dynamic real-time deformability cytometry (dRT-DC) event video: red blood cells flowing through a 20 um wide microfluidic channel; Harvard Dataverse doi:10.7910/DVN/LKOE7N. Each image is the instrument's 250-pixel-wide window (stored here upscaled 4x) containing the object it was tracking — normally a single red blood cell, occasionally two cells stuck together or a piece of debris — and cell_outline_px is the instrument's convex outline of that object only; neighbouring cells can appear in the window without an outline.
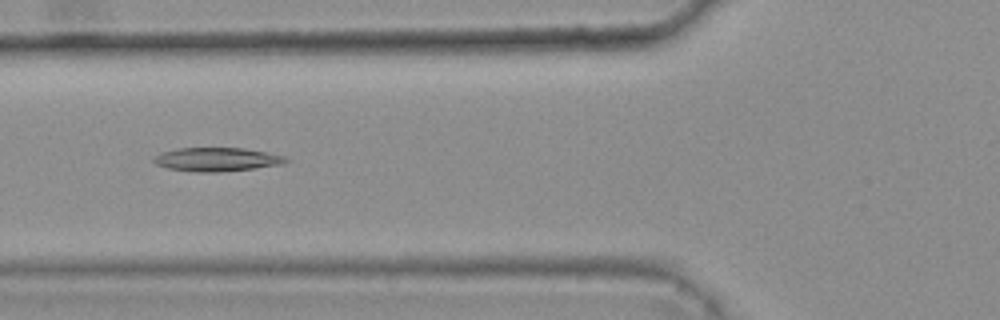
{"species": "common noctule bat (a hibernating species)", "species_latin": "Nyctalus noctula", "temperature_condition": "warm", "stored_images_in_passage": 6, "camera_frame_rate_fps": 3000, "um_per_image_px": 0.085, "animal": {"sex": "female", "body_mass_g": 25.1}, "frame": {"image": 1, "passage_image": 4, "time_ms": 1.0, "image_size_px": [1000, 320], "cell_outline_px": [[288, 160], [284, 164], [256, 168], [220, 172], [192, 172], [168, 168], [156, 164], [152, 160], [160, 152], [176, 148], [244, 148], [284, 156]], "centroid_in_image_um": [18.4, 13.55], "position_along_channel_um": 107.4, "area_um2": 18.26}}
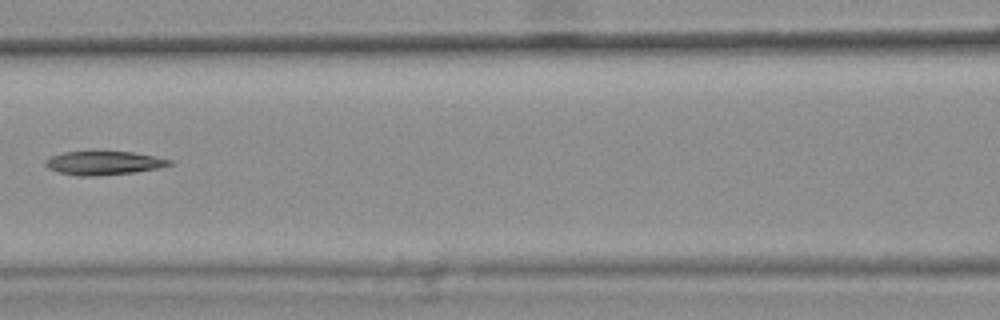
{"frame": {"image": 2, "passage_image": 5, "time_ms": 1.333, "image_size_px": [1000, 320], "cell_outline_px": [[172, 164], [160, 168], [132, 172], [96, 176], [76, 176], [60, 172], [48, 168], [44, 164], [44, 160], [52, 156], [64, 152], [88, 148], [100, 148], [132, 152], [172, 160]], "centroid_in_image_um": [8.75, 13.79], "position_along_channel_um": 157.8, "area_um2": 18.03}}